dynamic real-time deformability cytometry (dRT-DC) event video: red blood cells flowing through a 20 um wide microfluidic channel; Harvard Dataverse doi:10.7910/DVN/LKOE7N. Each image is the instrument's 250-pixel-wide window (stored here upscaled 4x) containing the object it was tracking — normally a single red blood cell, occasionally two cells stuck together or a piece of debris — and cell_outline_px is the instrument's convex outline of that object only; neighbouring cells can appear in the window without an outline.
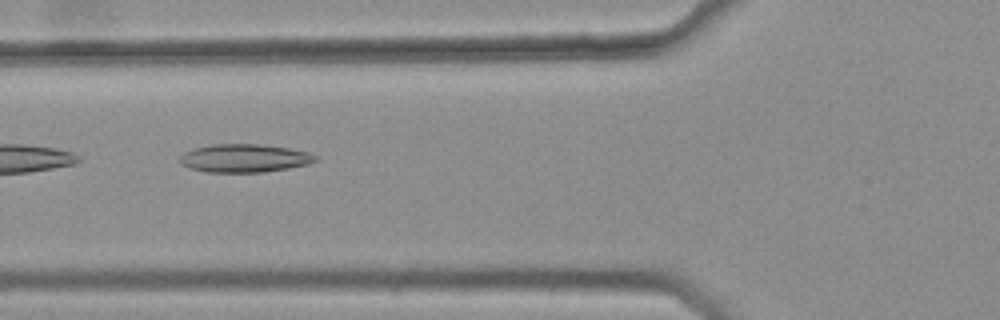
{"species": "common noctule bat (a hibernating species)", "species_latin": "Nyctalus noctula", "temperature_condition": "warm", "stored_images_in_passage": 23, "camera_frame_rate_fps": 3000, "um_per_image_px": 0.085, "animal": {"sex": "female", "body_mass_g": 25.1}, "frame": {"image": 1, "passage_image": 4, "time_ms": 1.0, "image_size_px": [1000, 320], "cell_outline_px": [[316, 160], [308, 164], [288, 168], [264, 172], [204, 172], [188, 168], [180, 164], [180, 156], [184, 152], [196, 148], [212, 144], [260, 144], [288, 148], [308, 152], [316, 156]], "centroid_in_image_um": [20.73, 13.45], "position_along_channel_um": 105.1, "area_um2": 22.25}}
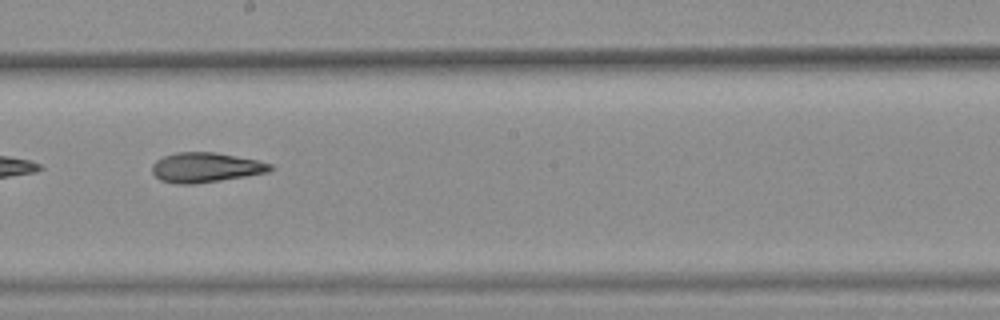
{"frame": {"image": 2, "passage_image": 14, "time_ms": 4.333, "image_size_px": [1000, 320], "cell_outline_px": [[272, 168], [268, 172], [220, 180], [192, 184], [176, 184], [160, 180], [152, 172], [152, 164], [156, 160], [164, 156], [176, 152], [216, 152], [256, 160], [272, 164]], "centroid_in_image_um": [17.44, 14.23], "position_along_channel_um": 230.8, "area_um2": 20.35}}
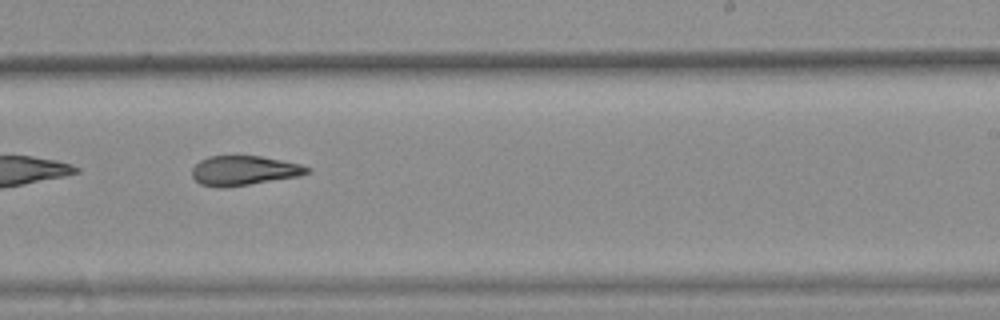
{"frame": {"image": 3, "passage_image": 17, "time_ms": 5.333, "image_size_px": [1000, 320], "cell_outline_px": [[312, 172], [300, 176], [248, 184], [220, 188], [200, 184], [192, 176], [192, 168], [200, 160], [208, 156], [260, 156], [300, 164], [312, 168]], "centroid_in_image_um": [20.75, 14.49], "position_along_channel_um": 268.2, "area_um2": 19.77}}